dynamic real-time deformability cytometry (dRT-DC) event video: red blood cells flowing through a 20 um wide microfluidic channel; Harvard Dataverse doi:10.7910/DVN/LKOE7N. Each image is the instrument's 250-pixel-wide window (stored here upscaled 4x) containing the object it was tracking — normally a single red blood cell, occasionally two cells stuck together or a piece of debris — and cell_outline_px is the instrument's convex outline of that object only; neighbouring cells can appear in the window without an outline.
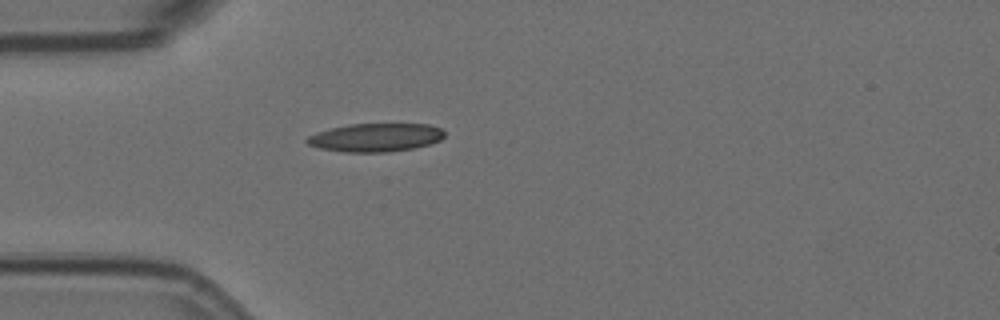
{"species": "Egyptian fruit bat (a non-hibernating species)", "species_latin": "Rousettus aegyptiacus", "temperature_condition": "room temperature", "stored_images_in_passage": 1, "camera_frame_rate_fps": 3000, "um_per_image_px": 0.085, "animal": {"sex": "female"}, "frame": {"image": 1, "passage_image": 1, "time_ms": 0.0, "image_size_px": [1000, 320], "cell_outline_px": [[444, 136], [440, 140], [428, 144], [412, 148], [388, 152], [344, 152], [320, 148], [308, 144], [304, 140], [308, 136], [316, 132], [348, 124], [428, 124], [440, 128], [444, 132]], "centroid_in_image_um": [31.9, 11.68], "position_along_channel_um": 53.1, "area_um2": 22.6}}